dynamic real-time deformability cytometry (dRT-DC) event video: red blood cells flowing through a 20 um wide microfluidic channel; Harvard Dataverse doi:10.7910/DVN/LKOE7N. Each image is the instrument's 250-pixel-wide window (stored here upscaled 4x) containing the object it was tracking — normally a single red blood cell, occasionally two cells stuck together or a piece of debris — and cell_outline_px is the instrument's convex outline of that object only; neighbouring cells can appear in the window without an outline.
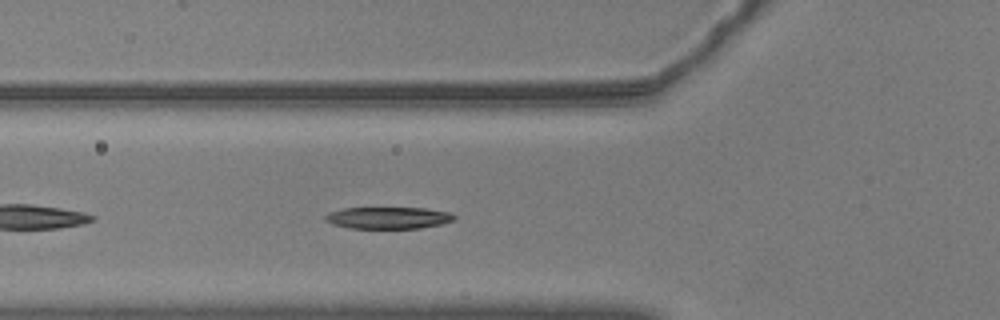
{"species": "common noctule bat (a hibernating species)", "species_latin": "Nyctalus noctula", "temperature_condition": "warm", "stored_images_in_passage": 41, "camera_frame_rate_fps": 3000, "um_per_image_px": 0.085, "animal": {"sex": "male", "body_mass_g": 20.5, "forearm_length_mm": 52.5}, "frame": {"image": 1, "passage_image": 6, "time_ms": 1.667, "image_size_px": [1000, 320], "cell_outline_px": [[456, 216], [452, 220], [440, 224], [420, 228], [348, 228], [332, 224], [324, 220], [324, 216], [328, 212], [344, 208], [424, 208], [452, 212]], "centroid_in_image_um": [32.97, 18.51], "position_along_channel_um": 92.8, "area_um2": 16.42}}
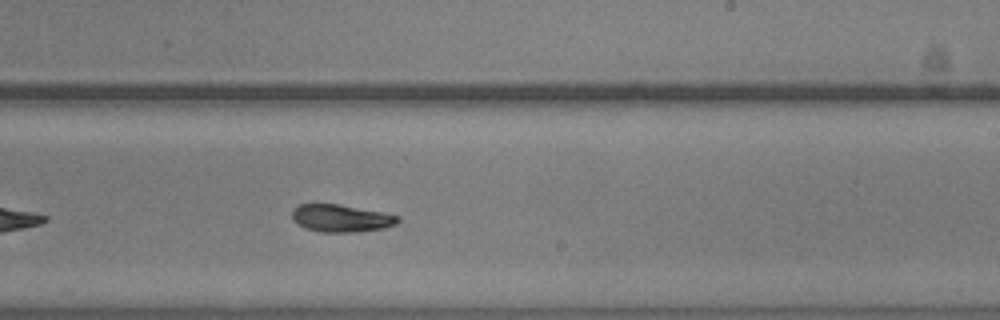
{"frame": {"image": 2, "passage_image": 20, "time_ms": 6.333, "image_size_px": [1000, 320], "cell_outline_px": [[400, 220], [396, 224], [384, 228], [360, 232], [320, 232], [304, 228], [296, 224], [292, 220], [292, 208], [300, 204], [336, 204], [384, 212], [400, 216]], "centroid_in_image_um": [28.98, 18.56], "position_along_channel_um": 260.0, "area_um2": 17.17}}
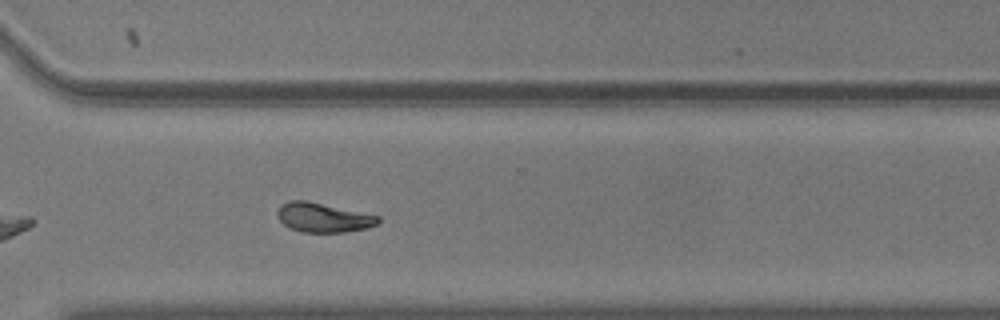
{"frame": {"image": 3, "passage_image": 27, "time_ms": 8.667, "image_size_px": [1000, 320], "cell_outline_px": [[380, 220], [376, 224], [368, 228], [344, 232], [300, 232], [284, 224], [280, 220], [276, 212], [280, 204], [288, 200], [304, 200], [380, 216]], "centroid_in_image_um": [27.45, 18.49], "position_along_channel_um": 343.2, "area_um2": 17.11}}